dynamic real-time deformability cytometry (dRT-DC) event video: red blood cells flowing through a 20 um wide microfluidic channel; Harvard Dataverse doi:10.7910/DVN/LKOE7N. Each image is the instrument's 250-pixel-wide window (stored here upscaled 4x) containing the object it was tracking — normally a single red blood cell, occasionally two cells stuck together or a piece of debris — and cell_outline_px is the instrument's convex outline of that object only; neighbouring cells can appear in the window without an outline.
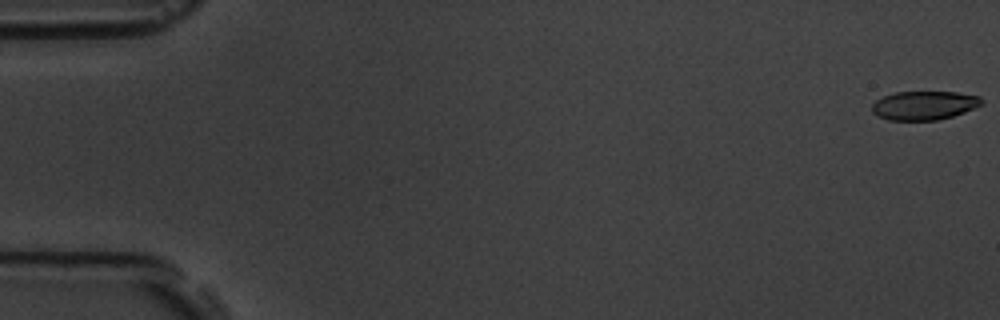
{"species": "common noctule bat (a hibernating species)", "species_latin": "Nyctalus noctula", "temperature_condition": "room temperature", "stored_images_in_passage": 4, "camera_frame_rate_fps": 3000, "um_per_image_px": 0.085, "animal": {"sex": "male", "body_mass_g": 19.5, "forearm_length_mm": 54.6}, "frame": {"image": 1, "passage_image": 1, "time_ms": 0.0, "image_size_px": [1000, 320], "cell_outline_px": [[984, 104], [964, 112], [952, 116], [936, 120], [888, 120], [872, 112], [872, 104], [876, 100], [884, 96], [896, 92], [956, 92], [980, 96], [984, 100]], "centroid_in_image_um": [78.58, 8.95], "position_along_channel_um": 6.4, "area_um2": 18.38}}
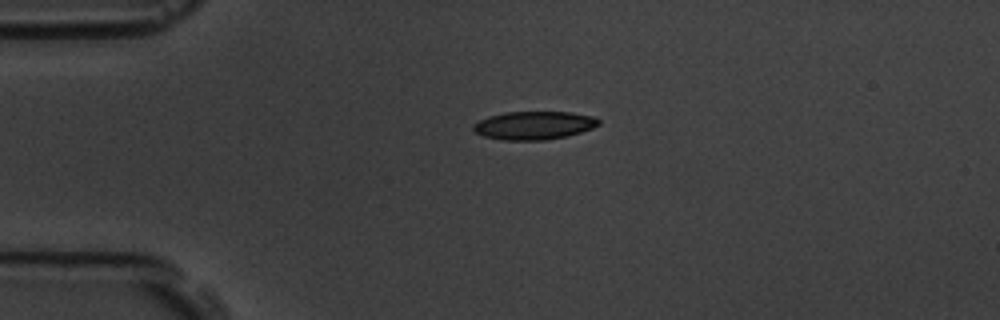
{"frame": {"image": 2, "passage_image": 4, "time_ms": 4.333, "image_size_px": [1000, 320], "cell_outline_px": [[600, 124], [592, 128], [568, 136], [544, 140], [504, 140], [484, 136], [476, 132], [472, 128], [472, 124], [488, 116], [504, 112], [572, 112], [592, 116], [600, 120]], "centroid_in_image_um": [45.38, 10.65], "position_along_channel_um": 39.6, "area_um2": 20.63}}